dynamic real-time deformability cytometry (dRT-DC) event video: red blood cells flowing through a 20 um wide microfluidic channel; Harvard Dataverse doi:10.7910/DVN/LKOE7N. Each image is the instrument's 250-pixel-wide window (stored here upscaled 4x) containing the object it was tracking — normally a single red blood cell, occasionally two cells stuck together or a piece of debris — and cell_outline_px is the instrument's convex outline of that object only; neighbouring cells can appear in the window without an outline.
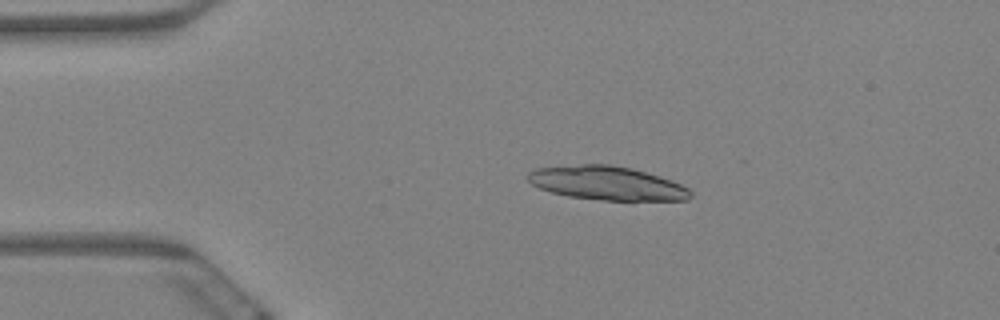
{"species": "Egyptian fruit bat (a non-hibernating species)", "species_latin": "Rousettus aegyptiacus", "temperature_condition": "warm", "stored_images_in_passage": 6, "camera_frame_rate_fps": 3000, "um_per_image_px": 0.085, "animal": {"sex": "female"}, "frame": {"image": 1, "passage_image": 4, "time_ms": 1.0, "image_size_px": [1000, 320], "cell_outline_px": [[692, 196], [688, 200], [600, 200], [568, 196], [552, 192], [540, 188], [532, 184], [524, 176], [528, 172], [536, 168], [580, 164], [612, 164], [632, 168], [672, 180], [688, 188], [692, 192]], "centroid_in_image_um": [51.58, 15.56], "position_along_channel_um": 33.4, "area_um2": 32.14}}